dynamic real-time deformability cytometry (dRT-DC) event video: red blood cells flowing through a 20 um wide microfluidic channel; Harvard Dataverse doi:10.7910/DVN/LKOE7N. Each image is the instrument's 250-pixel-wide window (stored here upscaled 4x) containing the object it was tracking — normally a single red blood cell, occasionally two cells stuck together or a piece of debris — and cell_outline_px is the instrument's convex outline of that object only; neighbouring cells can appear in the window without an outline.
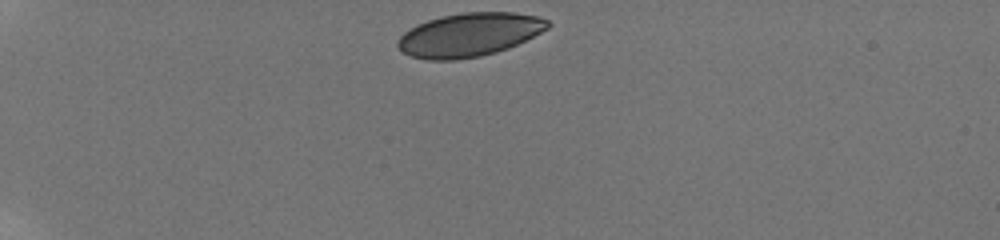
{"species": "human", "species_latin": "Homo sapiens", "temperature_condition": "room temperature", "stored_images_in_passage": 48, "camera_frame_rate_fps": 3000, "um_per_image_px": 0.085, "donor": {"sex": "male"}, "frame": {"image": 1, "passage_image": 1, "time_ms": 0.0, "image_size_px": [1000, 240], "cell_outline_px": [[552, 24], [548, 28], [508, 48], [496, 52], [480, 56], [456, 60], [428, 60], [412, 56], [396, 48], [396, 40], [404, 32], [416, 24], [440, 16], [464, 12], [516, 12], [540, 16], [548, 20]], "centroid_in_image_um": [39.87, 2.94], "position_along_channel_um": 45.1, "area_um2": 38.21}}
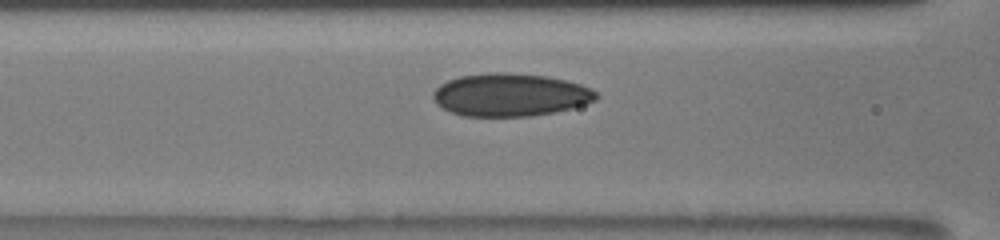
{"frame": {"image": 2, "passage_image": 18, "time_ms": 3.667, "image_size_px": [1000, 240], "cell_outline_px": [[600, 96], [596, 100], [572, 108], [556, 112], [532, 116], [464, 116], [452, 112], [436, 104], [432, 96], [432, 92], [440, 84], [448, 80], [460, 76], [492, 72], [504, 72], [548, 76], [580, 84], [592, 88]], "centroid_in_image_um": [43.38, 8.06], "position_along_channel_um": 123.2, "area_um2": 40.86}}
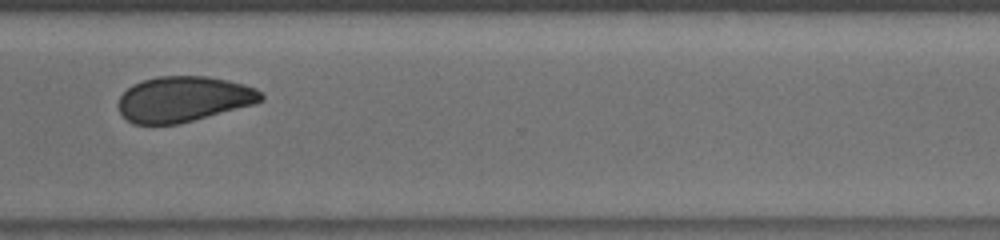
{"frame": {"image": 3, "passage_image": 47, "time_ms": 9.667, "image_size_px": [1000, 240], "cell_outline_px": [[264, 100], [256, 104], [176, 124], [132, 124], [120, 112], [120, 96], [132, 84], [144, 80], [160, 76], [208, 76], [228, 80], [244, 84], [256, 88], [264, 96]], "centroid_in_image_um": [15.64, 8.41], "position_along_channel_um": 355.0, "area_um2": 37.63}}